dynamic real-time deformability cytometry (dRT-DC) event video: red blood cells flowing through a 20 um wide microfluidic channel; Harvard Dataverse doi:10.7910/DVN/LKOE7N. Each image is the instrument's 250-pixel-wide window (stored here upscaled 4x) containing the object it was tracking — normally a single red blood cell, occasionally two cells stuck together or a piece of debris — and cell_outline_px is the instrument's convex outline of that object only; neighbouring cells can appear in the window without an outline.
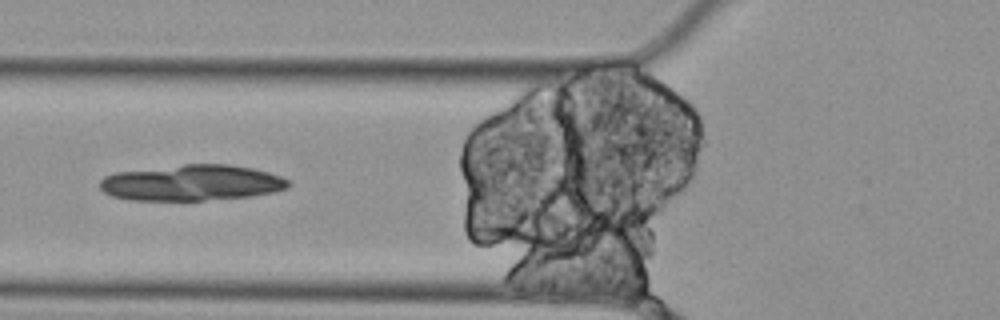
{"species": "Egyptian fruit bat (a non-hibernating species)", "species_latin": "Rousettus aegyptiacus", "temperature_condition": "cold", "stored_images_in_passage": 7, "camera_frame_rate_fps": 3000, "um_per_image_px": 0.085, "animal": {"sex": "female"}, "frame": {"image": 1, "passage_image": 6, "time_ms": 1.667, "image_size_px": [1000, 320], "cell_outline_px": [[292, 184], [288, 188], [272, 192], [252, 196], [204, 200], [132, 200], [112, 196], [104, 192], [100, 188], [100, 180], [104, 176], [116, 172], [184, 164], [228, 164], [252, 168], [268, 172], [280, 176], [288, 180]], "centroid_in_image_um": [16.3, 15.53], "position_along_channel_um": 109.5, "area_um2": 39.42}}
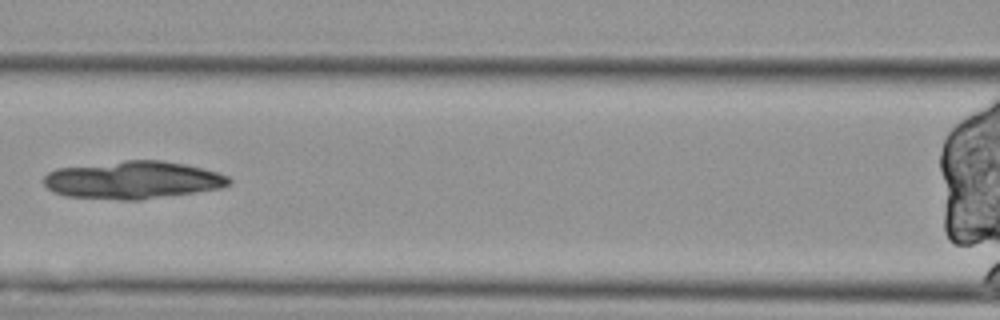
{"frame": {"image": 2, "passage_image": 7, "time_ms": 2.0, "image_size_px": [1000, 320], "cell_outline_px": [[232, 180], [228, 184], [220, 188], [140, 200], [120, 200], [64, 196], [52, 192], [44, 184], [44, 176], [48, 172], [56, 168], [124, 160], [160, 160], [184, 164], [216, 172], [228, 176]], "centroid_in_image_um": [11.23, 15.3], "position_along_channel_um": 155.4, "area_um2": 40.63}}